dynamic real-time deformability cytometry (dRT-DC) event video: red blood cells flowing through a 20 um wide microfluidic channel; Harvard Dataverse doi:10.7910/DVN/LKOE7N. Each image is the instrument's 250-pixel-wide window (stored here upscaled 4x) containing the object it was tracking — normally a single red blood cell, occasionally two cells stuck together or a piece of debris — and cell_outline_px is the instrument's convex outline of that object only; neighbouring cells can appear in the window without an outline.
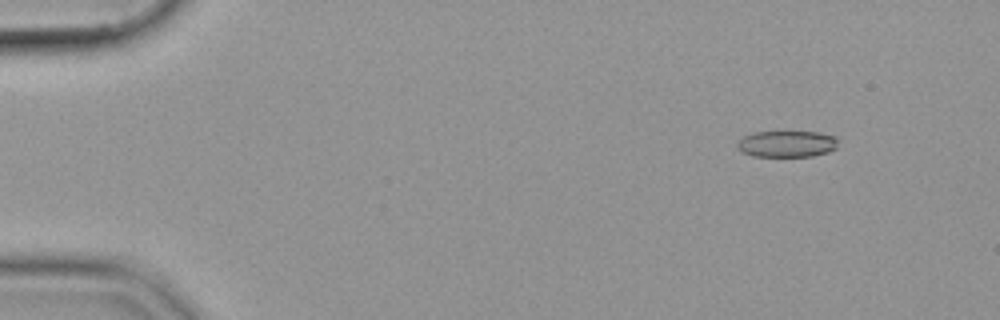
{"species": "common noctule bat (a hibernating species)", "species_latin": "Nyctalus noctula", "temperature_condition": "cold", "stored_images_in_passage": 54, "camera_frame_rate_fps": 3000, "um_per_image_px": 0.085, "animal": {"sex": "female", "body_mass_g": 19.9}, "frame": {"image": 1, "passage_image": 5, "time_ms": 1.333, "image_size_px": [1000, 320], "cell_outline_px": [[836, 148], [828, 152], [812, 156], [752, 156], [740, 152], [736, 148], [736, 144], [744, 136], [752, 132], [820, 132], [836, 136]], "centroid_in_image_um": [66.85, 12.23], "position_along_channel_um": 18.2, "area_um2": 15.61}}
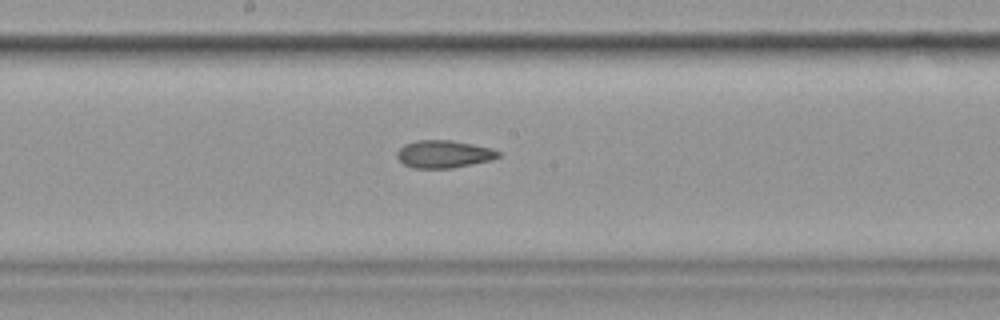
{"frame": {"image": 2, "passage_image": 29, "time_ms": 9.333, "image_size_px": [1000, 320], "cell_outline_px": [[500, 156], [492, 160], [452, 168], [412, 168], [404, 164], [396, 156], [396, 152], [404, 144], [416, 140], [452, 140], [492, 148], [500, 152]], "centroid_in_image_um": [37.72, 13.09], "position_along_channel_um": 210.5, "area_um2": 16.36}}
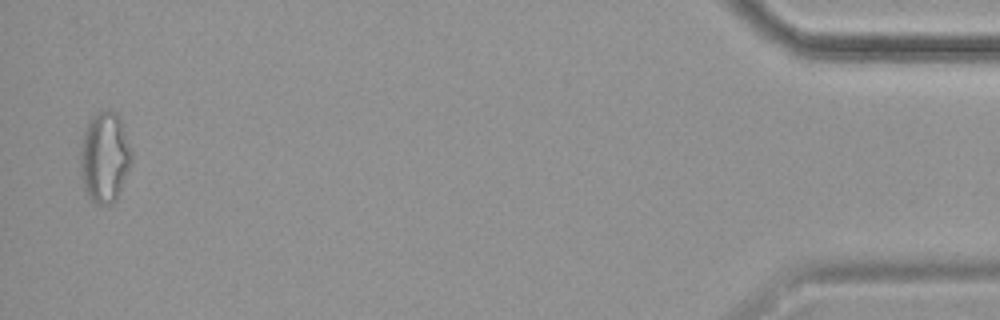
{"frame": {"image": 3, "passage_image": 53, "time_ms": 17.333, "image_size_px": [1000, 320], "cell_outline_px": [[132, 164], [120, 192], [116, 200], [112, 204], [96, 204], [88, 196], [84, 188], [80, 176], [80, 148], [84, 128], [88, 120], [92, 116], [100, 112], [116, 112], [120, 116], [132, 148]], "centroid_in_image_um": [8.91, 13.38], "position_along_channel_um": 426.3, "area_um2": 27.63}}